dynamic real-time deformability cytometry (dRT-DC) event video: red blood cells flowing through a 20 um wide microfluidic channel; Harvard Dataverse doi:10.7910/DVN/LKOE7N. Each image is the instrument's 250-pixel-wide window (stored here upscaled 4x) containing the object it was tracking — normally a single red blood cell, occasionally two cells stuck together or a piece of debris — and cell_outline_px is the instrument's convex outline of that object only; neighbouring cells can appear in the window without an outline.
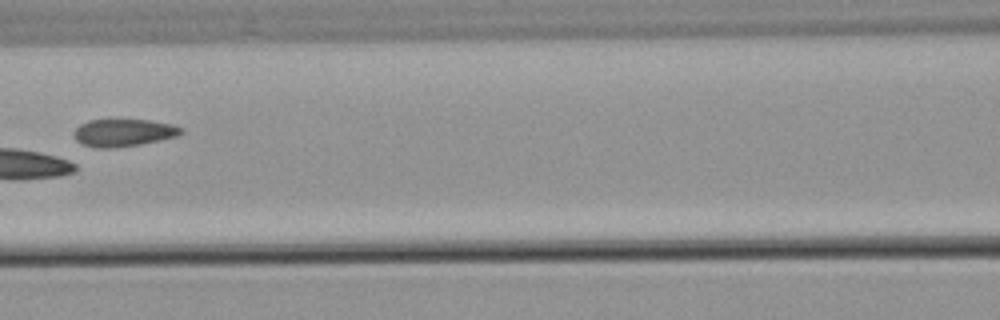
{"species": "common noctule bat (a hibernating species)", "species_latin": "Nyctalus noctula", "temperature_condition": "warm", "stored_images_in_passage": 6, "camera_frame_rate_fps": 3000, "um_per_image_px": 0.085, "animal": {"sex": "male", "body_mass_g": 21.5, "forearm_length_mm": 52.0}, "frame": {"image": 1, "passage_image": 6, "time_ms": 6.0, "image_size_px": [1000, 320], "cell_outline_px": [[184, 132], [176, 136], [140, 144], [112, 148], [96, 148], [84, 144], [76, 140], [76, 128], [80, 124], [88, 120], [148, 120], [172, 124], [180, 128]], "centroid_in_image_um": [10.5, 11.27], "position_along_channel_um": 156.1, "area_um2": 16.76}}